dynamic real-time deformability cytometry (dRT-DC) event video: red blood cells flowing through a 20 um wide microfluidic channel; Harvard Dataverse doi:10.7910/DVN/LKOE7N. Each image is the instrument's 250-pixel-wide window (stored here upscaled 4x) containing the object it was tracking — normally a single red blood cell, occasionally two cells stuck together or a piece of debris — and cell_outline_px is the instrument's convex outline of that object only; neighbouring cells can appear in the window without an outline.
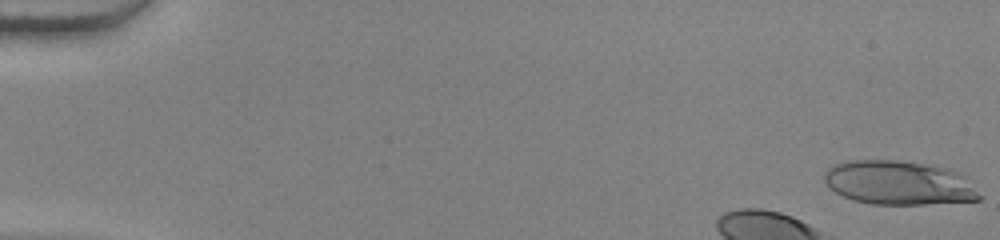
{"species": "human", "species_latin": "Homo sapiens", "temperature_condition": "warm", "stored_images_in_passage": 14, "camera_frame_rate_fps": 3000, "um_per_image_px": 0.085, "donor": {"sex": "female"}, "frame": {"image": 1, "passage_image": 1, "time_ms": 0.0, "image_size_px": [1000, 240], "cell_outline_px": [[984, 196], [980, 200], [924, 204], [872, 204], [852, 200], [836, 192], [824, 180], [824, 172], [828, 168], [836, 164], [848, 160], [896, 160], [932, 164], [952, 168], [960, 172]], "centroid_in_image_um": [76.46, 15.53], "position_along_channel_um": 8.5, "area_um2": 40.17}}